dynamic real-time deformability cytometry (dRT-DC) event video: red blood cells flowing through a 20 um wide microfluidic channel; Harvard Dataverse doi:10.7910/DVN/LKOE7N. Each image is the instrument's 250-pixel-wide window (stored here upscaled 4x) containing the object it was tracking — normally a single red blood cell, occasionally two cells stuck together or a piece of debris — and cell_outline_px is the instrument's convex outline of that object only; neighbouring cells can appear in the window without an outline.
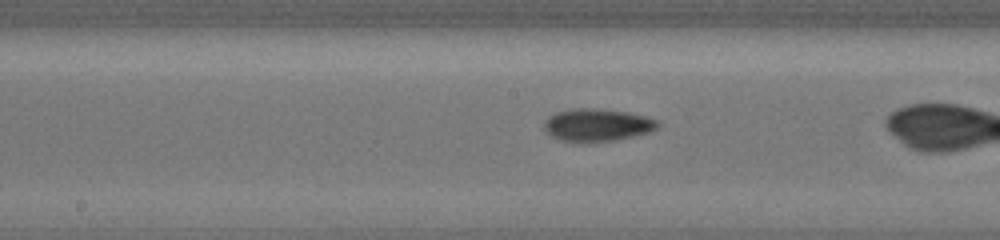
{"species": "common noctule bat (a hibernating species)", "species_latin": "Nyctalus noctula", "temperature_condition": "cold", "stored_images_in_passage": 43, "camera_frame_rate_fps": 3000, "um_per_image_px": 0.085, "animal": {"sex": "female", "body_mass_g": 19.5, "forearm_length_mm": 54.1}, "frame": {"image": 1, "passage_image": 32, "time_ms": 9.333, "image_size_px": [1000, 240], "cell_outline_px": [[656, 128], [648, 132], [616, 140], [584, 144], [560, 140], [552, 136], [544, 128], [544, 124], [548, 116], [556, 112], [576, 108], [592, 108], [628, 112], [644, 116], [656, 120]], "centroid_in_image_um": [50.7, 10.64], "position_along_channel_um": 197.5, "area_um2": 21.56}}
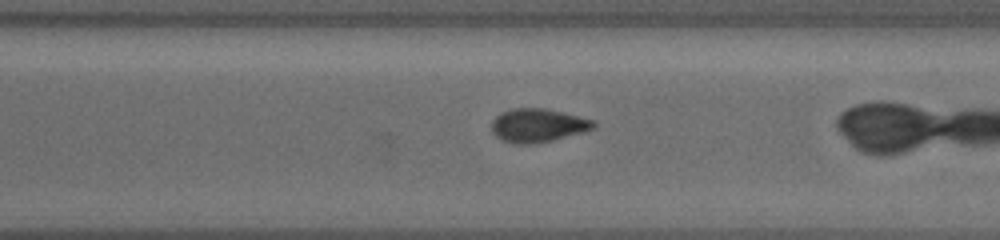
{"frame": {"image": 2, "passage_image": 39, "time_ms": 12.667, "image_size_px": [1000, 240], "cell_outline_px": [[596, 124], [592, 128], [580, 132], [552, 140], [532, 144], [512, 144], [496, 136], [492, 132], [492, 120], [500, 112], [512, 108], [544, 108], [592, 120]], "centroid_in_image_um": [45.63, 10.65], "position_along_channel_um": 325.0, "area_um2": 19.54}}